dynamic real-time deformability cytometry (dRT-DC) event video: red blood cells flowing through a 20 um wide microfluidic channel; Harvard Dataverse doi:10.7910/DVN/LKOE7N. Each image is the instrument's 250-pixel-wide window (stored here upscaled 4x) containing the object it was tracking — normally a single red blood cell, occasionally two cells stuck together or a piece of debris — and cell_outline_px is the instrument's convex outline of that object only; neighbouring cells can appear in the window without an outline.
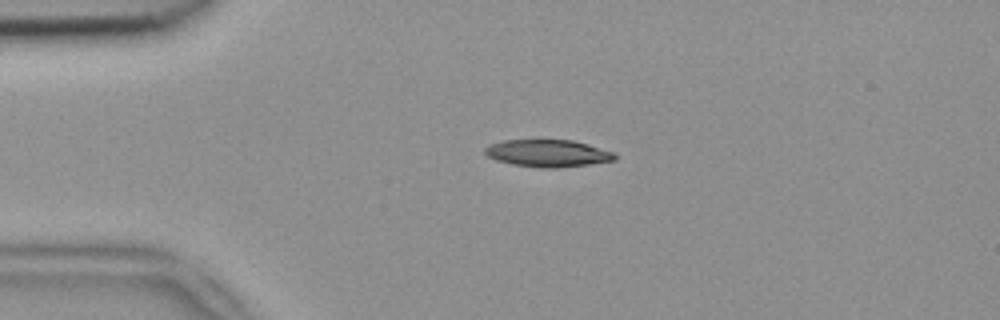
{"species": "common noctule bat (a hibernating species)", "species_latin": "Nyctalus noctula", "temperature_condition": "room temperature", "stored_images_in_passage": 5, "camera_frame_rate_fps": 3000, "um_per_image_px": 0.085, "animal": {"sex": "female", "body_mass_g": 18.4}, "frame": {"image": 1, "passage_image": 5, "time_ms": 1.333, "image_size_px": [1000, 320], "cell_outline_px": [[616, 160], [588, 164], [556, 168], [540, 168], [512, 164], [496, 160], [488, 156], [484, 152], [484, 148], [488, 144], [504, 140], [572, 140], [588, 144], [612, 152], [616, 156]], "centroid_in_image_um": [46.52, 13.02], "position_along_channel_um": 38.5, "area_um2": 20.52}}